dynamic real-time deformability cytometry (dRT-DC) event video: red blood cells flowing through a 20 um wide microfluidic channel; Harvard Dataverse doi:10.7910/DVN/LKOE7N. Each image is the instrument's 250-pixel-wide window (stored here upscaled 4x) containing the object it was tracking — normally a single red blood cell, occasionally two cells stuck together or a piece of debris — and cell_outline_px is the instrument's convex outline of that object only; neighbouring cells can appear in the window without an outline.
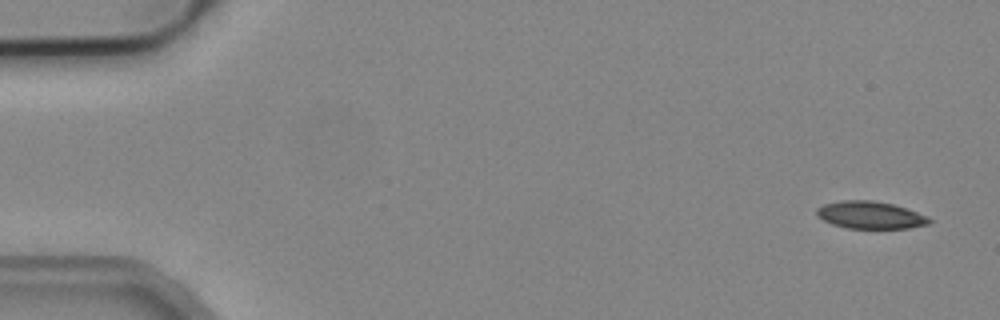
{"species": "common noctule bat (a hibernating species)", "species_latin": "Nyctalus noctula", "temperature_condition": "cold", "stored_images_in_passage": 4, "camera_frame_rate_fps": 3000, "um_per_image_px": 0.085, "animal": {"sex": "male", "body_mass_g": 19.2, "forearm_length_mm": 51.8}, "frame": {"image": 1, "passage_image": 1, "time_ms": 0.0, "image_size_px": [1000, 320], "cell_outline_px": [[932, 220], [928, 224], [908, 228], [844, 228], [832, 224], [816, 216], [816, 208], [824, 204], [844, 200], [872, 200], [892, 204], [928, 216]], "centroid_in_image_um": [73.94, 18.28], "position_along_channel_um": 11.1, "area_um2": 17.86}}